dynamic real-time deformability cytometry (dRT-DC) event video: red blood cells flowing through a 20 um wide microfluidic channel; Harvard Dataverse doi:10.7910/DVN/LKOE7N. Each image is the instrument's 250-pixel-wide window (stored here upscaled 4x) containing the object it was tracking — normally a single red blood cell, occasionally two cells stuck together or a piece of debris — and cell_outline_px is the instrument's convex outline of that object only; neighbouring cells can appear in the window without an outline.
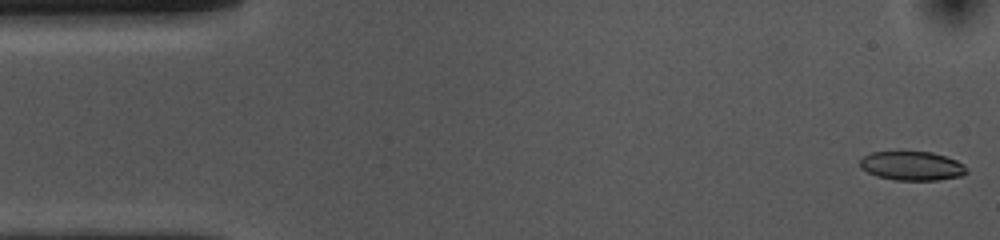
{"species": "common noctule bat (a hibernating species)", "species_latin": "Nyctalus noctula", "temperature_condition": "cold", "stored_images_in_passage": 54, "camera_frame_rate_fps": 3000, "um_per_image_px": 0.085, "animal": {"sex": "female", "body_mass_g": 10.0, "forearm_length_mm": 53.1}, "frame": {"image": 1, "passage_image": 1, "time_ms": 0.0, "image_size_px": [1000, 240], "cell_outline_px": [[968, 172], [960, 176], [936, 180], [896, 180], [876, 176], [860, 168], [860, 160], [864, 156], [872, 152], [932, 152], [956, 160], [964, 164], [968, 168]], "centroid_in_image_um": [77.53, 14.1], "position_along_channel_um": 7.5, "area_um2": 17.98}}
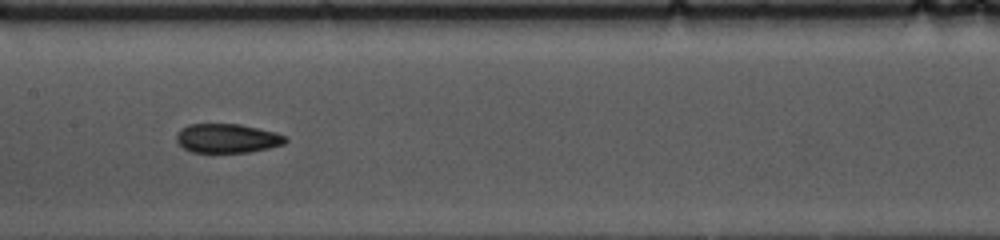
{"frame": {"image": 2, "passage_image": 25, "time_ms": 8.0, "image_size_px": [1000, 240], "cell_outline_px": [[288, 140], [284, 144], [268, 148], [248, 152], [192, 152], [184, 148], [176, 140], [176, 136], [180, 128], [188, 124], [240, 124], [276, 132], [284, 136]], "centroid_in_image_um": [19.3, 11.75], "position_along_channel_um": 188.1, "area_um2": 18.44}}
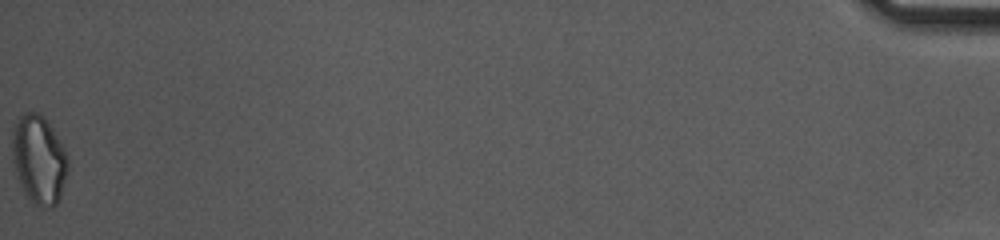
{"frame": {"image": 3, "passage_image": 54, "time_ms": 17.667, "image_size_px": [1000, 240], "cell_outline_px": [[68, 172], [60, 196], [56, 204], [52, 208], [40, 208], [28, 196], [16, 172], [12, 160], [12, 132], [20, 116], [24, 112], [40, 112], [44, 116], [60, 140], [68, 156]], "centroid_in_image_um": [3.33, 13.53], "position_along_channel_um": 431.9, "area_um2": 28.61}, "authors_computed_cell_mechanics": {"area_um2": 19.2763, "velocity_mm_per_s": 3.6293, "shape_relaxation_time_tau1_ms": null, "shape_relaxation_time_tau2_ms": 3.7161, "deformation_change_tau1": null, "deformation_change_tau2": 0.0794}}